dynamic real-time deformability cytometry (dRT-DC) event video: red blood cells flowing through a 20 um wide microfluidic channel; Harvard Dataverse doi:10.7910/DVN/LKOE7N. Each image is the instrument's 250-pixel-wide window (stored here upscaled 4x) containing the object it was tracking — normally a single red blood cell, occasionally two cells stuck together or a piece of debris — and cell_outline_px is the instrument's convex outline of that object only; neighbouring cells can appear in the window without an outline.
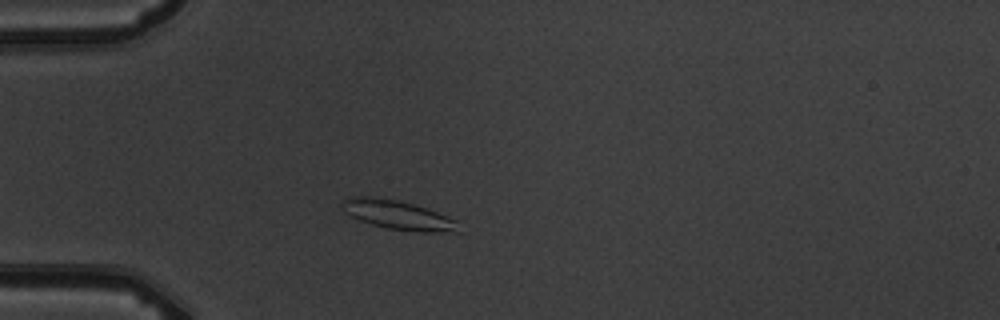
{"species": "common noctule bat (a hibernating species)", "species_latin": "Nyctalus noctula", "temperature_condition": "warm", "stored_images_in_passage": 7, "camera_frame_rate_fps": 3000, "um_per_image_px": 0.085, "animal": {"sex": "male", "body_mass_g": 19.5, "forearm_length_mm": 54.6}, "frame": {"image": 1, "passage_image": 3, "time_ms": 2.333, "image_size_px": [1000, 320], "cell_outline_px": [[460, 232], [416, 232], [388, 228], [372, 224], [360, 220], [344, 212], [340, 204], [344, 200], [352, 196], [372, 196], [400, 200], [416, 204], [456, 220]], "centroid_in_image_um": [33.82, 18.26], "position_along_channel_um": 51.2, "area_um2": 19.83}}
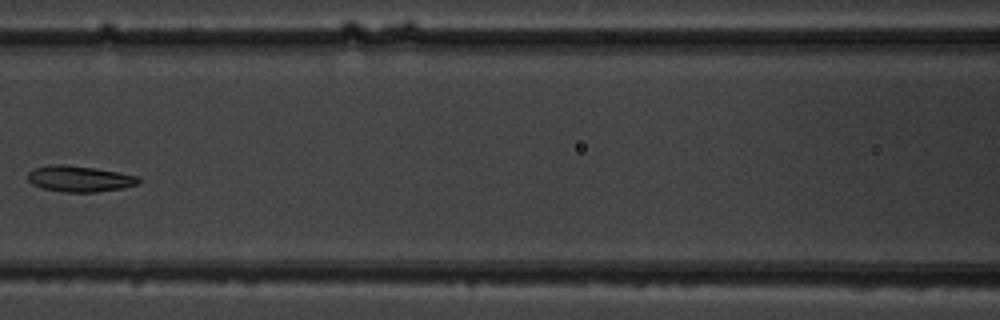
{"frame": {"image": 2, "passage_image": 6, "time_ms": 5.667, "image_size_px": [1000, 320], "cell_outline_px": [[140, 180], [136, 184], [124, 188], [96, 192], [64, 192], [44, 188], [32, 184], [28, 180], [28, 172], [32, 168], [52, 164], [64, 164], [96, 168], [136, 176]], "centroid_in_image_um": [6.71, 15.19], "position_along_channel_um": 159.9, "area_um2": 16.7}}
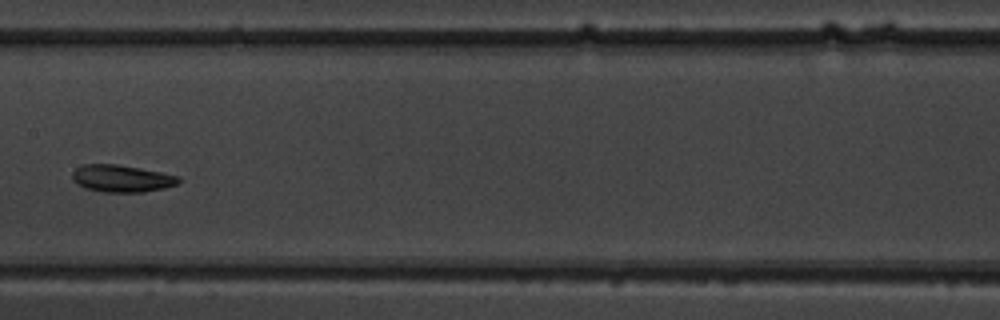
{"frame": {"image": 3, "passage_image": 7, "time_ms": 6.667, "image_size_px": [1000, 320], "cell_outline_px": [[180, 180], [176, 184], [164, 188], [144, 192], [104, 192], [84, 188], [76, 184], [72, 180], [72, 172], [76, 168], [84, 164], [116, 164], [140, 168], [180, 176]], "centroid_in_image_um": [10.31, 15.17], "position_along_channel_um": 197.1, "area_um2": 16.88}}